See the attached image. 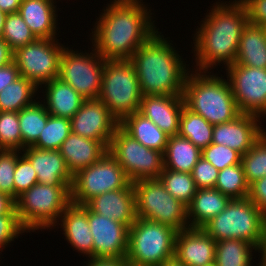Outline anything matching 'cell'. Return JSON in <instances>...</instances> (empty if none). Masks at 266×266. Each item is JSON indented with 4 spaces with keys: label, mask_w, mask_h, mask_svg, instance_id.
Wrapping results in <instances>:
<instances>
[{
    "label": "cell",
    "mask_w": 266,
    "mask_h": 266,
    "mask_svg": "<svg viewBox=\"0 0 266 266\" xmlns=\"http://www.w3.org/2000/svg\"><path fill=\"white\" fill-rule=\"evenodd\" d=\"M141 1L110 0L102 10L91 29L90 40L104 60H130L133 53L158 31L151 9Z\"/></svg>",
    "instance_id": "obj_1"
},
{
    "label": "cell",
    "mask_w": 266,
    "mask_h": 266,
    "mask_svg": "<svg viewBox=\"0 0 266 266\" xmlns=\"http://www.w3.org/2000/svg\"><path fill=\"white\" fill-rule=\"evenodd\" d=\"M226 2L214 3L194 34L195 71L209 72L222 63L226 69L236 61L247 11L240 0Z\"/></svg>",
    "instance_id": "obj_2"
},
{
    "label": "cell",
    "mask_w": 266,
    "mask_h": 266,
    "mask_svg": "<svg viewBox=\"0 0 266 266\" xmlns=\"http://www.w3.org/2000/svg\"><path fill=\"white\" fill-rule=\"evenodd\" d=\"M157 31L131 57L143 96L183 95L189 66L163 34ZM189 68V69H188Z\"/></svg>",
    "instance_id": "obj_3"
},
{
    "label": "cell",
    "mask_w": 266,
    "mask_h": 266,
    "mask_svg": "<svg viewBox=\"0 0 266 266\" xmlns=\"http://www.w3.org/2000/svg\"><path fill=\"white\" fill-rule=\"evenodd\" d=\"M207 73V74H206ZM212 72H189L183 89L187 109L205 118L210 124L230 122L241 113L234 99L229 80Z\"/></svg>",
    "instance_id": "obj_4"
},
{
    "label": "cell",
    "mask_w": 266,
    "mask_h": 266,
    "mask_svg": "<svg viewBox=\"0 0 266 266\" xmlns=\"http://www.w3.org/2000/svg\"><path fill=\"white\" fill-rule=\"evenodd\" d=\"M15 202L19 221L27 233L56 228L61 214L71 204V186L36 183Z\"/></svg>",
    "instance_id": "obj_5"
},
{
    "label": "cell",
    "mask_w": 266,
    "mask_h": 266,
    "mask_svg": "<svg viewBox=\"0 0 266 266\" xmlns=\"http://www.w3.org/2000/svg\"><path fill=\"white\" fill-rule=\"evenodd\" d=\"M216 242L240 239L258 249L266 234V216L249 200L231 199L226 208L201 227Z\"/></svg>",
    "instance_id": "obj_6"
},
{
    "label": "cell",
    "mask_w": 266,
    "mask_h": 266,
    "mask_svg": "<svg viewBox=\"0 0 266 266\" xmlns=\"http://www.w3.org/2000/svg\"><path fill=\"white\" fill-rule=\"evenodd\" d=\"M177 230L137 218L129 228L126 261L130 266H161L174 258Z\"/></svg>",
    "instance_id": "obj_7"
},
{
    "label": "cell",
    "mask_w": 266,
    "mask_h": 266,
    "mask_svg": "<svg viewBox=\"0 0 266 266\" xmlns=\"http://www.w3.org/2000/svg\"><path fill=\"white\" fill-rule=\"evenodd\" d=\"M142 96L136 70L130 60H105L98 99L119 122L139 111Z\"/></svg>",
    "instance_id": "obj_8"
},
{
    "label": "cell",
    "mask_w": 266,
    "mask_h": 266,
    "mask_svg": "<svg viewBox=\"0 0 266 266\" xmlns=\"http://www.w3.org/2000/svg\"><path fill=\"white\" fill-rule=\"evenodd\" d=\"M132 184L137 218L165 224L177 231L189 228L187 206L166 191L159 178Z\"/></svg>",
    "instance_id": "obj_9"
},
{
    "label": "cell",
    "mask_w": 266,
    "mask_h": 266,
    "mask_svg": "<svg viewBox=\"0 0 266 266\" xmlns=\"http://www.w3.org/2000/svg\"><path fill=\"white\" fill-rule=\"evenodd\" d=\"M108 152L124 169L132 183L157 179L164 169L162 152L145 147L120 126L116 128L111 138Z\"/></svg>",
    "instance_id": "obj_10"
},
{
    "label": "cell",
    "mask_w": 266,
    "mask_h": 266,
    "mask_svg": "<svg viewBox=\"0 0 266 266\" xmlns=\"http://www.w3.org/2000/svg\"><path fill=\"white\" fill-rule=\"evenodd\" d=\"M131 184L124 169L107 152L99 161L73 175L71 203L85 205L90 199L100 194L124 189Z\"/></svg>",
    "instance_id": "obj_11"
},
{
    "label": "cell",
    "mask_w": 266,
    "mask_h": 266,
    "mask_svg": "<svg viewBox=\"0 0 266 266\" xmlns=\"http://www.w3.org/2000/svg\"><path fill=\"white\" fill-rule=\"evenodd\" d=\"M59 40L37 38L13 52V61L21 77L32 81L38 88L59 76L61 55L65 45Z\"/></svg>",
    "instance_id": "obj_12"
},
{
    "label": "cell",
    "mask_w": 266,
    "mask_h": 266,
    "mask_svg": "<svg viewBox=\"0 0 266 266\" xmlns=\"http://www.w3.org/2000/svg\"><path fill=\"white\" fill-rule=\"evenodd\" d=\"M65 47L60 60L58 78L69 84L85 100L98 99L105 60L91 47L85 53Z\"/></svg>",
    "instance_id": "obj_13"
},
{
    "label": "cell",
    "mask_w": 266,
    "mask_h": 266,
    "mask_svg": "<svg viewBox=\"0 0 266 266\" xmlns=\"http://www.w3.org/2000/svg\"><path fill=\"white\" fill-rule=\"evenodd\" d=\"M226 75L240 113L265 117L266 69L234 63L226 68Z\"/></svg>",
    "instance_id": "obj_14"
},
{
    "label": "cell",
    "mask_w": 266,
    "mask_h": 266,
    "mask_svg": "<svg viewBox=\"0 0 266 266\" xmlns=\"http://www.w3.org/2000/svg\"><path fill=\"white\" fill-rule=\"evenodd\" d=\"M93 237V259H126L129 227L87 208Z\"/></svg>",
    "instance_id": "obj_15"
},
{
    "label": "cell",
    "mask_w": 266,
    "mask_h": 266,
    "mask_svg": "<svg viewBox=\"0 0 266 266\" xmlns=\"http://www.w3.org/2000/svg\"><path fill=\"white\" fill-rule=\"evenodd\" d=\"M70 120L72 133L100 141L107 148L119 126V121L99 99L84 100Z\"/></svg>",
    "instance_id": "obj_16"
},
{
    "label": "cell",
    "mask_w": 266,
    "mask_h": 266,
    "mask_svg": "<svg viewBox=\"0 0 266 266\" xmlns=\"http://www.w3.org/2000/svg\"><path fill=\"white\" fill-rule=\"evenodd\" d=\"M260 117L241 113L234 120L214 125L212 143L221 144L244 155L266 131Z\"/></svg>",
    "instance_id": "obj_17"
},
{
    "label": "cell",
    "mask_w": 266,
    "mask_h": 266,
    "mask_svg": "<svg viewBox=\"0 0 266 266\" xmlns=\"http://www.w3.org/2000/svg\"><path fill=\"white\" fill-rule=\"evenodd\" d=\"M216 241L202 228L177 231L174 257L184 266H205L215 260Z\"/></svg>",
    "instance_id": "obj_18"
},
{
    "label": "cell",
    "mask_w": 266,
    "mask_h": 266,
    "mask_svg": "<svg viewBox=\"0 0 266 266\" xmlns=\"http://www.w3.org/2000/svg\"><path fill=\"white\" fill-rule=\"evenodd\" d=\"M184 104L182 95L142 96L139 113L169 136L178 135Z\"/></svg>",
    "instance_id": "obj_19"
},
{
    "label": "cell",
    "mask_w": 266,
    "mask_h": 266,
    "mask_svg": "<svg viewBox=\"0 0 266 266\" xmlns=\"http://www.w3.org/2000/svg\"><path fill=\"white\" fill-rule=\"evenodd\" d=\"M85 206L90 211L121 222L129 228L137 219L133 184L100 194L90 199Z\"/></svg>",
    "instance_id": "obj_20"
},
{
    "label": "cell",
    "mask_w": 266,
    "mask_h": 266,
    "mask_svg": "<svg viewBox=\"0 0 266 266\" xmlns=\"http://www.w3.org/2000/svg\"><path fill=\"white\" fill-rule=\"evenodd\" d=\"M36 171L39 184L72 186L73 175L59 150L39 149L33 146L22 150Z\"/></svg>",
    "instance_id": "obj_21"
},
{
    "label": "cell",
    "mask_w": 266,
    "mask_h": 266,
    "mask_svg": "<svg viewBox=\"0 0 266 266\" xmlns=\"http://www.w3.org/2000/svg\"><path fill=\"white\" fill-rule=\"evenodd\" d=\"M58 224L73 249L87 255L86 258L93 259V237L89 228L87 207L71 203L61 214L57 228Z\"/></svg>",
    "instance_id": "obj_22"
},
{
    "label": "cell",
    "mask_w": 266,
    "mask_h": 266,
    "mask_svg": "<svg viewBox=\"0 0 266 266\" xmlns=\"http://www.w3.org/2000/svg\"><path fill=\"white\" fill-rule=\"evenodd\" d=\"M59 151L67 168L75 175L79 170L99 161L108 152V148L100 141L71 132L61 144Z\"/></svg>",
    "instance_id": "obj_23"
},
{
    "label": "cell",
    "mask_w": 266,
    "mask_h": 266,
    "mask_svg": "<svg viewBox=\"0 0 266 266\" xmlns=\"http://www.w3.org/2000/svg\"><path fill=\"white\" fill-rule=\"evenodd\" d=\"M56 6L51 0H22L18 12L37 38L56 39Z\"/></svg>",
    "instance_id": "obj_24"
},
{
    "label": "cell",
    "mask_w": 266,
    "mask_h": 266,
    "mask_svg": "<svg viewBox=\"0 0 266 266\" xmlns=\"http://www.w3.org/2000/svg\"><path fill=\"white\" fill-rule=\"evenodd\" d=\"M40 86L45 97L44 105L50 115L71 119L80 109L84 98L69 84L62 82L59 78L52 79ZM45 86V87H44Z\"/></svg>",
    "instance_id": "obj_25"
},
{
    "label": "cell",
    "mask_w": 266,
    "mask_h": 266,
    "mask_svg": "<svg viewBox=\"0 0 266 266\" xmlns=\"http://www.w3.org/2000/svg\"><path fill=\"white\" fill-rule=\"evenodd\" d=\"M230 201L229 196L222 194L216 188L197 189L187 206L189 227L201 228L211 218L219 215Z\"/></svg>",
    "instance_id": "obj_26"
},
{
    "label": "cell",
    "mask_w": 266,
    "mask_h": 266,
    "mask_svg": "<svg viewBox=\"0 0 266 266\" xmlns=\"http://www.w3.org/2000/svg\"><path fill=\"white\" fill-rule=\"evenodd\" d=\"M235 64L266 69V34L263 26L247 23L240 37Z\"/></svg>",
    "instance_id": "obj_27"
},
{
    "label": "cell",
    "mask_w": 266,
    "mask_h": 266,
    "mask_svg": "<svg viewBox=\"0 0 266 266\" xmlns=\"http://www.w3.org/2000/svg\"><path fill=\"white\" fill-rule=\"evenodd\" d=\"M119 126L145 147L164 154L169 135L141 113L135 112L124 117L119 122Z\"/></svg>",
    "instance_id": "obj_28"
},
{
    "label": "cell",
    "mask_w": 266,
    "mask_h": 266,
    "mask_svg": "<svg viewBox=\"0 0 266 266\" xmlns=\"http://www.w3.org/2000/svg\"><path fill=\"white\" fill-rule=\"evenodd\" d=\"M202 151L190 140L179 135L169 136L166 145L164 168L177 172L192 173Z\"/></svg>",
    "instance_id": "obj_29"
},
{
    "label": "cell",
    "mask_w": 266,
    "mask_h": 266,
    "mask_svg": "<svg viewBox=\"0 0 266 266\" xmlns=\"http://www.w3.org/2000/svg\"><path fill=\"white\" fill-rule=\"evenodd\" d=\"M253 244L240 239H224L216 242L215 260L217 266H253Z\"/></svg>",
    "instance_id": "obj_30"
},
{
    "label": "cell",
    "mask_w": 266,
    "mask_h": 266,
    "mask_svg": "<svg viewBox=\"0 0 266 266\" xmlns=\"http://www.w3.org/2000/svg\"><path fill=\"white\" fill-rule=\"evenodd\" d=\"M38 89L32 81L25 77L18 78L0 91V112H19L32 105L36 101L34 98Z\"/></svg>",
    "instance_id": "obj_31"
},
{
    "label": "cell",
    "mask_w": 266,
    "mask_h": 266,
    "mask_svg": "<svg viewBox=\"0 0 266 266\" xmlns=\"http://www.w3.org/2000/svg\"><path fill=\"white\" fill-rule=\"evenodd\" d=\"M44 101H35L18 112L20 131L22 134V150L33 146L42 130L44 129L49 113L47 112Z\"/></svg>",
    "instance_id": "obj_32"
},
{
    "label": "cell",
    "mask_w": 266,
    "mask_h": 266,
    "mask_svg": "<svg viewBox=\"0 0 266 266\" xmlns=\"http://www.w3.org/2000/svg\"><path fill=\"white\" fill-rule=\"evenodd\" d=\"M214 126L185 106L182 109L178 135L190 140L201 151L212 143Z\"/></svg>",
    "instance_id": "obj_33"
},
{
    "label": "cell",
    "mask_w": 266,
    "mask_h": 266,
    "mask_svg": "<svg viewBox=\"0 0 266 266\" xmlns=\"http://www.w3.org/2000/svg\"><path fill=\"white\" fill-rule=\"evenodd\" d=\"M214 188L231 199L247 198L250 185L245 177L242 164L228 166L219 171Z\"/></svg>",
    "instance_id": "obj_34"
},
{
    "label": "cell",
    "mask_w": 266,
    "mask_h": 266,
    "mask_svg": "<svg viewBox=\"0 0 266 266\" xmlns=\"http://www.w3.org/2000/svg\"><path fill=\"white\" fill-rule=\"evenodd\" d=\"M160 181L175 199L188 206L197 188L191 173L177 172L164 168L159 176Z\"/></svg>",
    "instance_id": "obj_35"
},
{
    "label": "cell",
    "mask_w": 266,
    "mask_h": 266,
    "mask_svg": "<svg viewBox=\"0 0 266 266\" xmlns=\"http://www.w3.org/2000/svg\"><path fill=\"white\" fill-rule=\"evenodd\" d=\"M70 133V119L49 115L44 129L33 147L47 150H59L61 144Z\"/></svg>",
    "instance_id": "obj_36"
},
{
    "label": "cell",
    "mask_w": 266,
    "mask_h": 266,
    "mask_svg": "<svg viewBox=\"0 0 266 266\" xmlns=\"http://www.w3.org/2000/svg\"><path fill=\"white\" fill-rule=\"evenodd\" d=\"M241 164L249 185L266 176V131L242 155Z\"/></svg>",
    "instance_id": "obj_37"
},
{
    "label": "cell",
    "mask_w": 266,
    "mask_h": 266,
    "mask_svg": "<svg viewBox=\"0 0 266 266\" xmlns=\"http://www.w3.org/2000/svg\"><path fill=\"white\" fill-rule=\"evenodd\" d=\"M2 39L14 52L19 47L35 41L37 37L25 23L19 12H17L6 15Z\"/></svg>",
    "instance_id": "obj_38"
},
{
    "label": "cell",
    "mask_w": 266,
    "mask_h": 266,
    "mask_svg": "<svg viewBox=\"0 0 266 266\" xmlns=\"http://www.w3.org/2000/svg\"><path fill=\"white\" fill-rule=\"evenodd\" d=\"M0 149L22 151L18 112H0Z\"/></svg>",
    "instance_id": "obj_39"
},
{
    "label": "cell",
    "mask_w": 266,
    "mask_h": 266,
    "mask_svg": "<svg viewBox=\"0 0 266 266\" xmlns=\"http://www.w3.org/2000/svg\"><path fill=\"white\" fill-rule=\"evenodd\" d=\"M19 150L0 149V193L7 194L15 200L14 173Z\"/></svg>",
    "instance_id": "obj_40"
},
{
    "label": "cell",
    "mask_w": 266,
    "mask_h": 266,
    "mask_svg": "<svg viewBox=\"0 0 266 266\" xmlns=\"http://www.w3.org/2000/svg\"><path fill=\"white\" fill-rule=\"evenodd\" d=\"M201 156L210 162L217 170L236 164H241L242 155L229 147L211 143L202 150Z\"/></svg>",
    "instance_id": "obj_41"
},
{
    "label": "cell",
    "mask_w": 266,
    "mask_h": 266,
    "mask_svg": "<svg viewBox=\"0 0 266 266\" xmlns=\"http://www.w3.org/2000/svg\"><path fill=\"white\" fill-rule=\"evenodd\" d=\"M38 183L37 174L30 160L22 153L17 157L14 173L15 201L24 191Z\"/></svg>",
    "instance_id": "obj_42"
},
{
    "label": "cell",
    "mask_w": 266,
    "mask_h": 266,
    "mask_svg": "<svg viewBox=\"0 0 266 266\" xmlns=\"http://www.w3.org/2000/svg\"><path fill=\"white\" fill-rule=\"evenodd\" d=\"M191 174L197 189L214 188L219 170L201 156Z\"/></svg>",
    "instance_id": "obj_43"
},
{
    "label": "cell",
    "mask_w": 266,
    "mask_h": 266,
    "mask_svg": "<svg viewBox=\"0 0 266 266\" xmlns=\"http://www.w3.org/2000/svg\"><path fill=\"white\" fill-rule=\"evenodd\" d=\"M27 231L19 221L18 215H0V251ZM11 242V243H10ZM0 252V253H1Z\"/></svg>",
    "instance_id": "obj_44"
},
{
    "label": "cell",
    "mask_w": 266,
    "mask_h": 266,
    "mask_svg": "<svg viewBox=\"0 0 266 266\" xmlns=\"http://www.w3.org/2000/svg\"><path fill=\"white\" fill-rule=\"evenodd\" d=\"M246 7L248 23L266 25V0H240Z\"/></svg>",
    "instance_id": "obj_45"
},
{
    "label": "cell",
    "mask_w": 266,
    "mask_h": 266,
    "mask_svg": "<svg viewBox=\"0 0 266 266\" xmlns=\"http://www.w3.org/2000/svg\"><path fill=\"white\" fill-rule=\"evenodd\" d=\"M248 198L266 216V176L250 185Z\"/></svg>",
    "instance_id": "obj_46"
},
{
    "label": "cell",
    "mask_w": 266,
    "mask_h": 266,
    "mask_svg": "<svg viewBox=\"0 0 266 266\" xmlns=\"http://www.w3.org/2000/svg\"><path fill=\"white\" fill-rule=\"evenodd\" d=\"M20 77L21 76L18 67L14 61L0 67V91H2L9 84L15 82Z\"/></svg>",
    "instance_id": "obj_47"
},
{
    "label": "cell",
    "mask_w": 266,
    "mask_h": 266,
    "mask_svg": "<svg viewBox=\"0 0 266 266\" xmlns=\"http://www.w3.org/2000/svg\"><path fill=\"white\" fill-rule=\"evenodd\" d=\"M0 215H18L15 200L3 193H0Z\"/></svg>",
    "instance_id": "obj_48"
},
{
    "label": "cell",
    "mask_w": 266,
    "mask_h": 266,
    "mask_svg": "<svg viewBox=\"0 0 266 266\" xmlns=\"http://www.w3.org/2000/svg\"><path fill=\"white\" fill-rule=\"evenodd\" d=\"M85 266H130L126 259H87Z\"/></svg>",
    "instance_id": "obj_49"
},
{
    "label": "cell",
    "mask_w": 266,
    "mask_h": 266,
    "mask_svg": "<svg viewBox=\"0 0 266 266\" xmlns=\"http://www.w3.org/2000/svg\"><path fill=\"white\" fill-rule=\"evenodd\" d=\"M13 61V51L8 44L0 38V67L5 66Z\"/></svg>",
    "instance_id": "obj_50"
},
{
    "label": "cell",
    "mask_w": 266,
    "mask_h": 266,
    "mask_svg": "<svg viewBox=\"0 0 266 266\" xmlns=\"http://www.w3.org/2000/svg\"><path fill=\"white\" fill-rule=\"evenodd\" d=\"M22 0H0V10L6 14L17 13Z\"/></svg>",
    "instance_id": "obj_51"
},
{
    "label": "cell",
    "mask_w": 266,
    "mask_h": 266,
    "mask_svg": "<svg viewBox=\"0 0 266 266\" xmlns=\"http://www.w3.org/2000/svg\"><path fill=\"white\" fill-rule=\"evenodd\" d=\"M258 253H261V258H260V261L259 263L256 265L258 266H266V234H265V237L263 239V242L261 243V246L258 250Z\"/></svg>",
    "instance_id": "obj_52"
},
{
    "label": "cell",
    "mask_w": 266,
    "mask_h": 266,
    "mask_svg": "<svg viewBox=\"0 0 266 266\" xmlns=\"http://www.w3.org/2000/svg\"><path fill=\"white\" fill-rule=\"evenodd\" d=\"M161 266H184L183 264H181L175 257L166 261L165 263H163Z\"/></svg>",
    "instance_id": "obj_53"
},
{
    "label": "cell",
    "mask_w": 266,
    "mask_h": 266,
    "mask_svg": "<svg viewBox=\"0 0 266 266\" xmlns=\"http://www.w3.org/2000/svg\"><path fill=\"white\" fill-rule=\"evenodd\" d=\"M6 15H7L6 13L0 10V38H2V35H3V27H4Z\"/></svg>",
    "instance_id": "obj_54"
},
{
    "label": "cell",
    "mask_w": 266,
    "mask_h": 266,
    "mask_svg": "<svg viewBox=\"0 0 266 266\" xmlns=\"http://www.w3.org/2000/svg\"><path fill=\"white\" fill-rule=\"evenodd\" d=\"M205 266H217V264L215 262H213V263L205 265Z\"/></svg>",
    "instance_id": "obj_55"
}]
</instances>
